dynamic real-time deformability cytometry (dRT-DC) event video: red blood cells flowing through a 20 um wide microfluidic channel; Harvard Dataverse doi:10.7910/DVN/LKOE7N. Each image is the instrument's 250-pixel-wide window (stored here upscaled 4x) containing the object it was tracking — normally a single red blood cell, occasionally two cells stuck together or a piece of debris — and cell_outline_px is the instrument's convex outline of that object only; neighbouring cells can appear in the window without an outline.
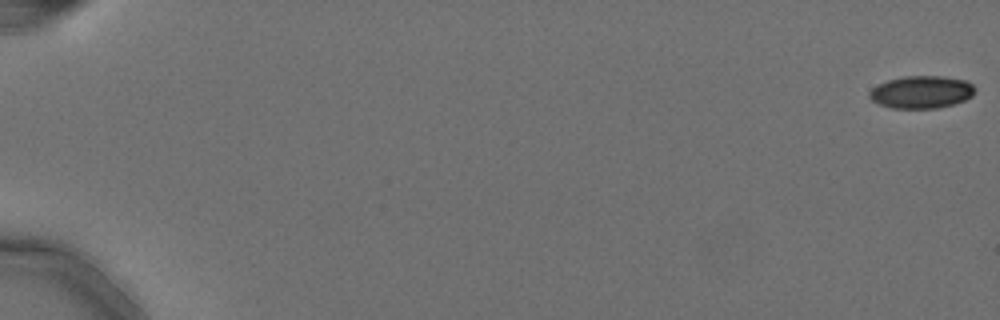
{"species": "Egyptian fruit bat (a non-hibernating species)", "species_latin": "Rousettus aegyptiacus", "temperature_condition": "cold", "stored_images_in_passage": 11, "camera_frame_rate_fps": 3000, "um_per_image_px": 0.085, "animal": {"sex": "female"}, "frame": {"image": 1, "passage_image": 1, "time_ms": 0.0, "image_size_px": [1000, 320], "cell_outline_px": [[976, 88], [972, 96], [964, 100], [952, 104], [936, 108], [892, 108], [880, 104], [872, 100], [868, 96], [868, 92], [872, 88], [888, 80], [904, 76], [944, 76], [964, 80], [972, 84]], "centroid_in_image_um": [78.32, 7.82], "position_along_channel_um": 6.7, "area_um2": 19.88}}
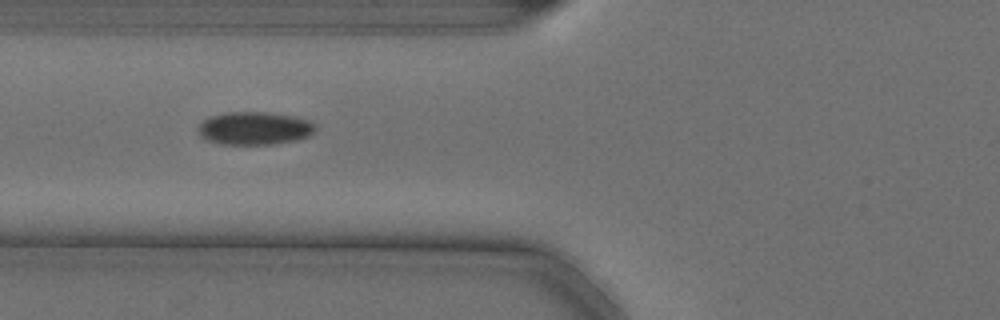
{"frame": {"image": 2, "passage_image": 8, "time_ms": 2.333, "image_size_px": [1000, 320], "cell_outline_px": [[316, 128], [308, 136], [300, 140], [276, 144], [220, 144], [204, 140], [196, 132], [196, 128], [208, 116], [224, 112], [268, 112], [296, 116], [308, 120], [316, 124]], "centroid_in_image_um": [21.6, 10.9], "position_along_channel_um": 104.2, "area_um2": 23.06}}
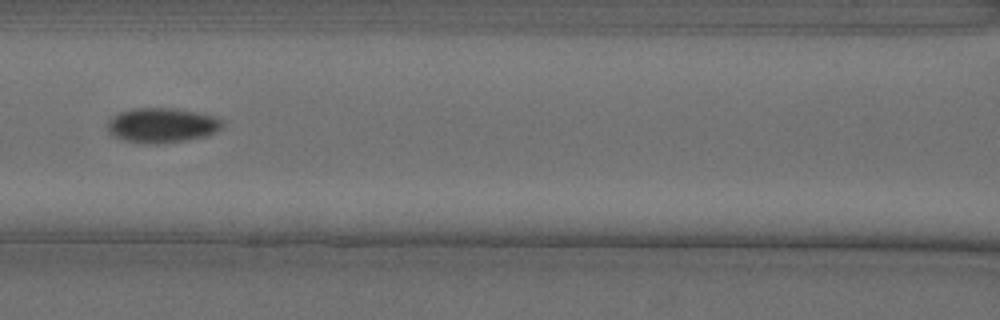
{"frame": {"image": 3, "passage_image": 9, "time_ms": 2.667, "image_size_px": [1000, 320], "cell_outline_px": [[224, 124], [220, 128], [208, 136], [164, 144], [140, 144], [124, 140], [112, 136], [108, 132], [108, 120], [120, 112], [132, 108], [176, 108], [204, 112], [220, 116], [224, 120]], "centroid_in_image_um": [13.82, 10.64], "position_along_channel_um": 152.8, "area_um2": 24.04}}